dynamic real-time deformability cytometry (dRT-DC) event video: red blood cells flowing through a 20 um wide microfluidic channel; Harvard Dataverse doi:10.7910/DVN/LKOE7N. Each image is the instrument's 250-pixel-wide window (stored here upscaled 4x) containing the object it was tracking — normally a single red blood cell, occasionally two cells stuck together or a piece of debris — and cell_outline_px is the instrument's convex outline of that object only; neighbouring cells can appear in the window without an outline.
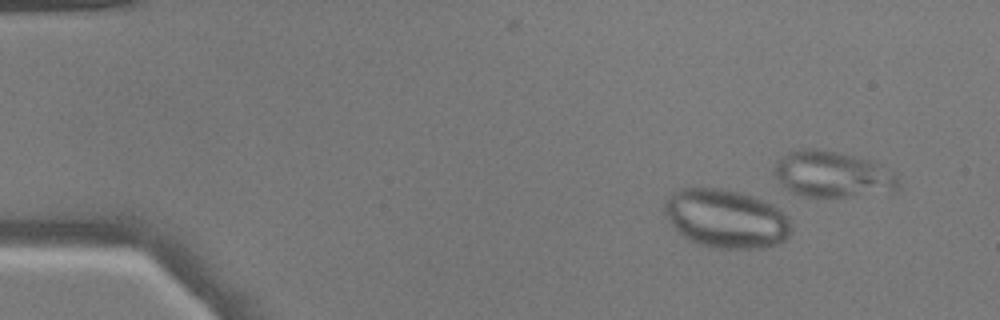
{"species": "common noctule bat (a hibernating species)", "species_latin": "Nyctalus noctula", "temperature_condition": "warm", "stored_images_in_passage": 16, "camera_frame_rate_fps": 3000, "um_per_image_px": 0.085, "animal": {"sex": "male", "body_mass_g": 17.9}, "frame": {"image": 1, "passage_image": 7, "time_ms": 2.0, "image_size_px": [1000, 320], "cell_outline_px": [[792, 232], [780, 244], [768, 248], [716, 248], [700, 244], [688, 240], [672, 224], [664, 212], [664, 200], [672, 192], [680, 188], [720, 188], [740, 192], [752, 196], [772, 204], [780, 208], [788, 216], [792, 228]], "centroid_in_image_um": [61.75, 18.58], "position_along_channel_um": 23.3, "area_um2": 43.58}}